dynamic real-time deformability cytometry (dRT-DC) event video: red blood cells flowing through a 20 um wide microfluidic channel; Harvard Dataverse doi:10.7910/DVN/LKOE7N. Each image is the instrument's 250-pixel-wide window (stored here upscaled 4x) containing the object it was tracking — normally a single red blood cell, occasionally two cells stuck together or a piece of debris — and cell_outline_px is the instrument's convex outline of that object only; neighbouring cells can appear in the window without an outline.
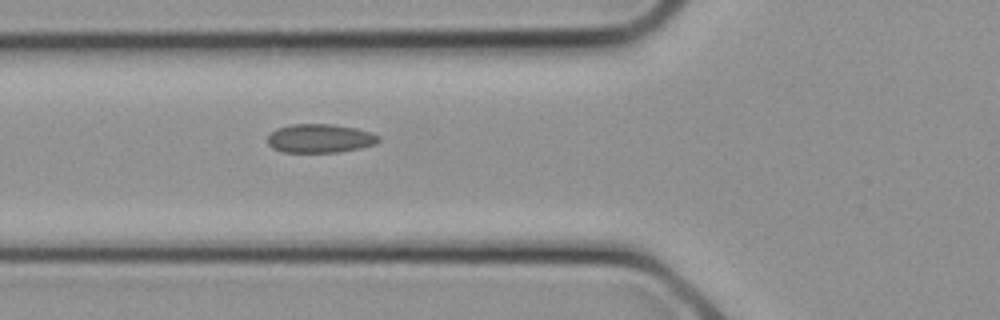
{"species": "common noctule bat (a hibernating species)", "species_latin": "Nyctalus noctula", "temperature_condition": "cold", "stored_images_in_passage": 8, "camera_frame_rate_fps": 3000, "um_per_image_px": 0.085, "animal": {"sex": "female", "body_mass_g": 21.9}, "frame": {"image": 1, "passage_image": 8, "time_ms": 2.333, "image_size_px": [1000, 320], "cell_outline_px": [[380, 140], [376, 144], [360, 148], [340, 152], [280, 152], [272, 148], [268, 144], [268, 136], [276, 128], [292, 124], [332, 124], [356, 128], [372, 132], [380, 136]], "centroid_in_image_um": [27.21, 11.76], "position_along_channel_um": 98.6, "area_um2": 18.79}}